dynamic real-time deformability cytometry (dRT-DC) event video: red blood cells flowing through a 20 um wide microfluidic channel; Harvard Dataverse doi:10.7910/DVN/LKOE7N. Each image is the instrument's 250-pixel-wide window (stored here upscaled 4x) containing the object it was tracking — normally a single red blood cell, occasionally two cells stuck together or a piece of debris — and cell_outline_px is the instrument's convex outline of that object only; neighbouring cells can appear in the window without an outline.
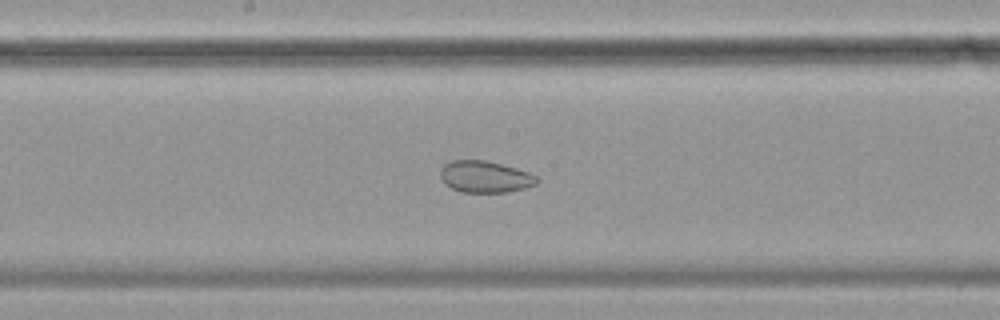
{"species": "common noctule bat (a hibernating species)", "species_latin": "Nyctalus noctula", "temperature_condition": "cold", "stored_images_in_passage": 49, "camera_frame_rate_fps": 3000, "um_per_image_px": 0.085, "animal": {"sex": "female", "body_mass_g": 19.9}, "frame": {"image": 1, "passage_image": 22, "time_ms": 7.0, "image_size_px": [1000, 320], "cell_outline_px": [[540, 180], [536, 184], [524, 188], [508, 192], [460, 192], [444, 184], [440, 176], [440, 168], [444, 164], [452, 160], [484, 160], [516, 168], [528, 172], [536, 176]], "centroid_in_image_um": [41.2, 15.03], "position_along_channel_um": 207.0, "area_um2": 17.86}, "authors_computed_cell_mechanics": {"area_um2": 25.8944, "velocity_mm_per_s": 3.4936, "shape_relaxation_time_tau1_ms": null, "shape_relaxation_time_tau2_ms": 1.5272, "deformation_change_tau1": null, "deformation_change_tau2": 0.0519}}